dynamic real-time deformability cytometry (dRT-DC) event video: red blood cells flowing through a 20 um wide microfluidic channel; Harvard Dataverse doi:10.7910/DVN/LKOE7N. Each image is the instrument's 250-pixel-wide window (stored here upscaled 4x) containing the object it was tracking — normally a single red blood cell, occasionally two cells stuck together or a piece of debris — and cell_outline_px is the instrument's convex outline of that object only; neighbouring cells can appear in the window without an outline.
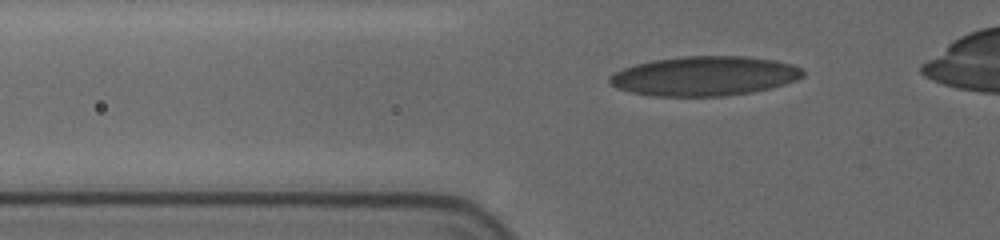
{"species": "human", "species_latin": "Homo sapiens", "temperature_condition": "cold", "stored_images_in_passage": 41, "camera_frame_rate_fps": 3000, "um_per_image_px": 0.085, "donor": {"sex": "female"}, "frame": {"image": 1, "passage_image": 8, "time_ms": 2.333, "image_size_px": [1000, 240], "cell_outline_px": [[804, 76], [796, 80], [784, 84], [752, 92], [724, 96], [652, 96], [632, 92], [616, 88], [608, 80], [608, 76], [624, 68], [636, 64], [652, 60], [684, 56], [744, 56], [776, 60], [792, 64], [800, 68], [804, 72]], "centroid_in_image_um": [59.88, 6.46], "position_along_channel_um": 65.9, "area_um2": 44.45}}
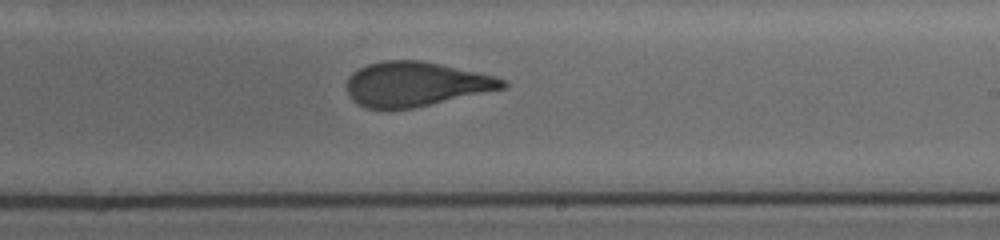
{"frame": {"image": 2, "passage_image": 24, "time_ms": 7.667, "image_size_px": [1000, 240], "cell_outline_px": [[508, 84], [504, 88], [412, 108], [364, 108], [356, 104], [348, 96], [348, 76], [352, 72], [368, 64], [384, 60], [420, 60], [440, 64], [496, 76], [508, 80]], "centroid_in_image_um": [35.32, 7.14], "position_along_channel_um": 253.7, "area_um2": 40.17}}
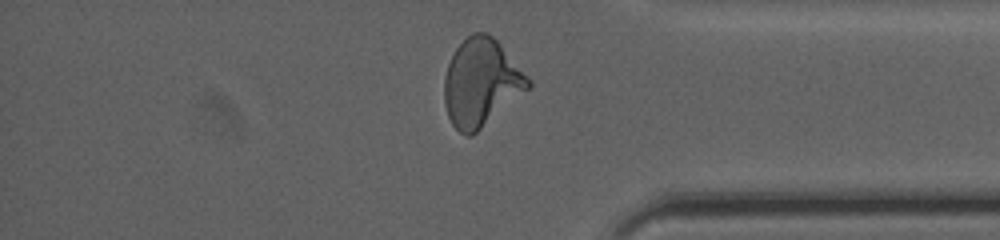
{"frame": {"image": 3, "passage_image": 36, "time_ms": 11.667, "image_size_px": [1000, 240], "cell_outline_px": [[532, 84], [528, 88], [472, 136], [468, 136], [460, 132], [452, 124], [448, 116], [444, 100], [444, 76], [448, 64], [456, 48], [472, 32], [488, 32], [500, 44], [532, 80]], "centroid_in_image_um": [40.88, 7.01], "position_along_channel_um": 394.3, "area_um2": 42.25}}